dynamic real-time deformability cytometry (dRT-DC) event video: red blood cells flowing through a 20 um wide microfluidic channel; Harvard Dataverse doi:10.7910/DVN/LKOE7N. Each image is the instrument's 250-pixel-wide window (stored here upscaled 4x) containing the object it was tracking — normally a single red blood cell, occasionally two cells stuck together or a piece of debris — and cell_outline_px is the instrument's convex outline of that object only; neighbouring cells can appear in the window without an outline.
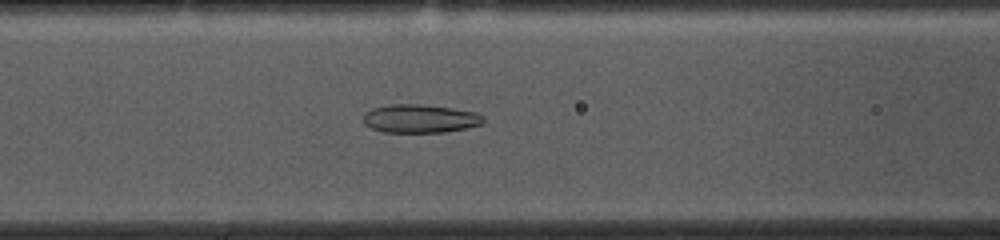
{"species": "common noctule bat (a hibernating species)", "species_latin": "Nyctalus noctula", "temperature_condition": "cold", "stored_images_in_passage": 53, "camera_frame_rate_fps": 3000, "um_per_image_px": 0.085, "animal": {"sex": "female", "body_mass_g": 10.0, "forearm_length_mm": 53.1}, "frame": {"image": 1, "passage_image": 20, "time_ms": 6.333, "image_size_px": [1000, 240], "cell_outline_px": [[484, 124], [444, 132], [384, 132], [372, 128], [364, 124], [364, 112], [372, 108], [392, 104], [420, 104], [452, 108], [476, 112], [484, 116]], "centroid_in_image_um": [35.71, 10.08], "position_along_channel_um": 130.9, "area_um2": 19.88}}
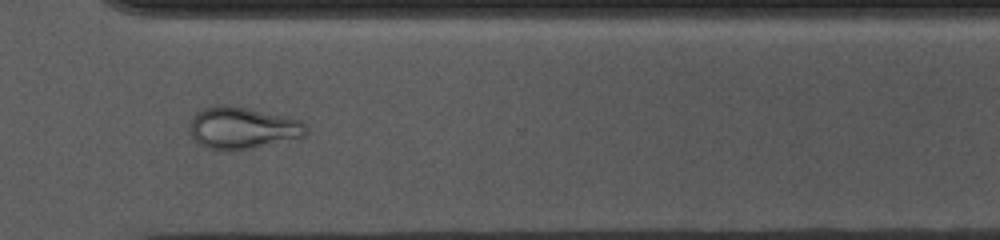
{"frame": {"image": 2, "passage_image": 38, "time_ms": 12.333, "image_size_px": [1000, 240], "cell_outline_px": [[308, 132], [304, 136], [252, 148], [232, 152], [224, 152], [208, 148], [200, 144], [188, 132], [188, 128], [192, 116], [196, 112], [204, 108], [216, 104], [224, 104], [248, 108], [300, 120], [308, 128]], "centroid_in_image_um": [20.54, 10.88], "position_along_channel_um": 350.1, "area_um2": 28.67}}
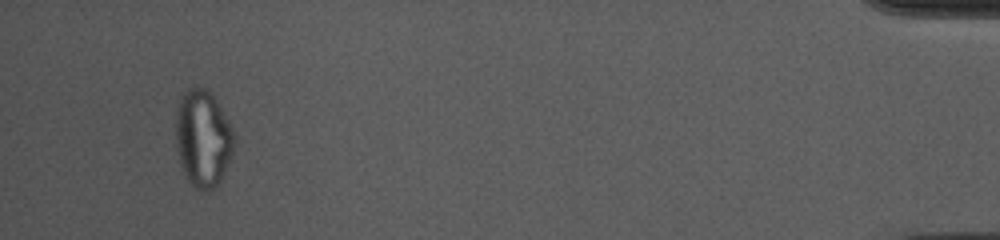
{"frame": {"image": 3, "passage_image": 50, "time_ms": 16.333, "image_size_px": [1000, 240], "cell_outline_px": [[236, 136], [232, 152], [220, 180], [216, 188], [196, 188], [184, 176], [180, 164], [176, 148], [176, 116], [180, 96], [188, 88], [208, 88], [216, 100], [228, 120]], "centroid_in_image_um": [17.24, 11.73], "position_along_channel_um": 418.0, "area_um2": 32.77}, "authors_computed_cell_mechanics": {"area_um2": 23.698, "velocity_mm_per_s": 3.659, "shape_relaxation_time_tau1_ms": null, "shape_relaxation_time_tau2_ms": 2.6666, "deformation_change_tau1": null, "deformation_change_tau2": 0.1042}}